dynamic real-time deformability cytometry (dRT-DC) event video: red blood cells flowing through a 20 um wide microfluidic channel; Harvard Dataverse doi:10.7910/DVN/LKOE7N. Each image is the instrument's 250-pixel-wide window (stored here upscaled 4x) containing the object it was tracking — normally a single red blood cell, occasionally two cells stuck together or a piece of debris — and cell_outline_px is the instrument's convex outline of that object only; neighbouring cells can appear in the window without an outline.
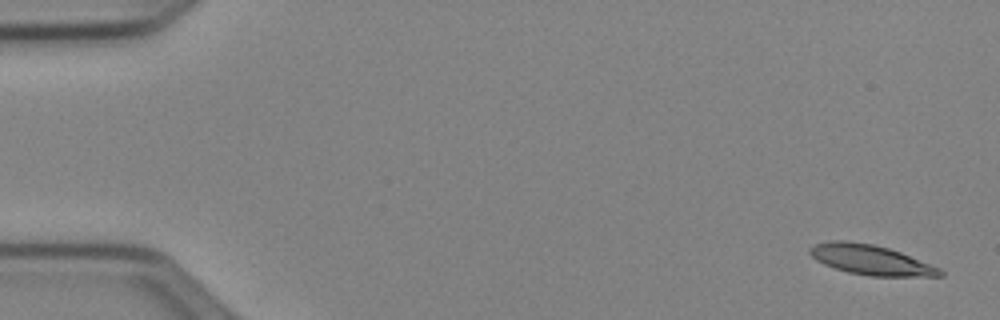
{"species": "Egyptian fruit bat (a non-hibernating species)", "species_latin": "Rousettus aegyptiacus", "temperature_condition": "cold", "stored_images_in_passage": 51, "camera_frame_rate_fps": 3000, "um_per_image_px": 0.085, "animal": {"sex": "female"}, "frame": {"image": 1, "passage_image": 1, "time_ms": 0.0, "image_size_px": [1000, 320], "cell_outline_px": [[944, 276], [868, 276], [848, 272], [824, 264], [816, 260], [808, 252], [808, 248], [816, 244], [828, 240], [848, 240], [872, 244], [888, 248], [900, 252], [940, 268], [944, 272]], "centroid_in_image_um": [73.99, 22.08], "position_along_channel_um": 11.0, "area_um2": 22.66}}
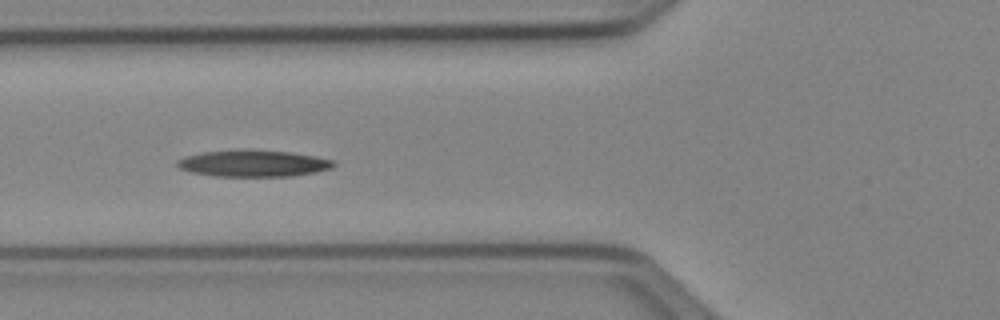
{"frame": {"image": 2, "passage_image": 19, "time_ms": 6.0, "image_size_px": [1000, 320], "cell_outline_px": [[336, 164], [332, 168], [316, 172], [292, 176], [216, 176], [192, 172], [180, 168], [176, 164], [176, 160], [184, 156], [204, 152], [288, 152], [316, 156], [332, 160]], "centroid_in_image_um": [21.56, 13.93], "position_along_channel_um": 104.2, "area_um2": 23.24}}
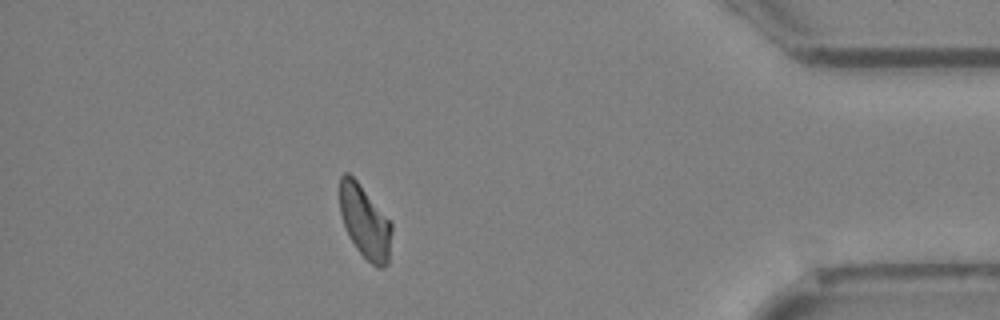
{"frame": {"image": 3, "passage_image": 45, "time_ms": 14.667, "image_size_px": [1000, 320], "cell_outline_px": [[392, 232], [388, 264], [384, 268], [376, 268], [356, 248], [348, 236], [340, 212], [340, 176], [344, 172], [348, 172], [356, 180], [392, 224]], "centroid_in_image_um": [31.01, 18.89], "position_along_channel_um": 404.2, "area_um2": 21.85}}